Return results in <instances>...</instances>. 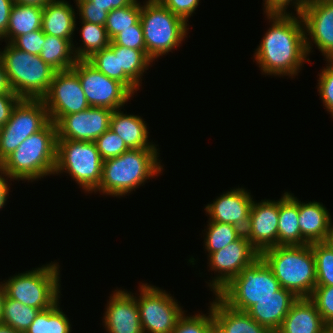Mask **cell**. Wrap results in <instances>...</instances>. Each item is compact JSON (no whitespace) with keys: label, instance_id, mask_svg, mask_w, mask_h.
Segmentation results:
<instances>
[{"label":"cell","instance_id":"obj_1","mask_svg":"<svg viewBox=\"0 0 333 333\" xmlns=\"http://www.w3.org/2000/svg\"><path fill=\"white\" fill-rule=\"evenodd\" d=\"M270 27L254 51L262 75L294 78L310 59L300 14L266 13Z\"/></svg>","mask_w":333,"mask_h":333},{"label":"cell","instance_id":"obj_2","mask_svg":"<svg viewBox=\"0 0 333 333\" xmlns=\"http://www.w3.org/2000/svg\"><path fill=\"white\" fill-rule=\"evenodd\" d=\"M159 152V149H128L118 157L104 160L101 181L93 193L116 198L129 196L151 178L162 175L164 164Z\"/></svg>","mask_w":333,"mask_h":333},{"label":"cell","instance_id":"obj_3","mask_svg":"<svg viewBox=\"0 0 333 333\" xmlns=\"http://www.w3.org/2000/svg\"><path fill=\"white\" fill-rule=\"evenodd\" d=\"M56 151L57 129L50 121L42 130L26 138L0 167L10 181L32 183L54 174Z\"/></svg>","mask_w":333,"mask_h":333},{"label":"cell","instance_id":"obj_4","mask_svg":"<svg viewBox=\"0 0 333 333\" xmlns=\"http://www.w3.org/2000/svg\"><path fill=\"white\" fill-rule=\"evenodd\" d=\"M261 258L273 271L282 288L297 298H309L316 287L312 244L276 246L266 249Z\"/></svg>","mask_w":333,"mask_h":333},{"label":"cell","instance_id":"obj_5","mask_svg":"<svg viewBox=\"0 0 333 333\" xmlns=\"http://www.w3.org/2000/svg\"><path fill=\"white\" fill-rule=\"evenodd\" d=\"M140 22L143 28L146 55L153 61L180 48L188 38L189 24L173 14L159 0H144Z\"/></svg>","mask_w":333,"mask_h":333},{"label":"cell","instance_id":"obj_6","mask_svg":"<svg viewBox=\"0 0 333 333\" xmlns=\"http://www.w3.org/2000/svg\"><path fill=\"white\" fill-rule=\"evenodd\" d=\"M2 61L12 91L21 99H42L56 72L39 55L30 54L6 43Z\"/></svg>","mask_w":333,"mask_h":333},{"label":"cell","instance_id":"obj_7","mask_svg":"<svg viewBox=\"0 0 333 333\" xmlns=\"http://www.w3.org/2000/svg\"><path fill=\"white\" fill-rule=\"evenodd\" d=\"M58 262L46 263L3 280L6 295L26 306L44 310L53 306L61 294V271Z\"/></svg>","mask_w":333,"mask_h":333},{"label":"cell","instance_id":"obj_8","mask_svg":"<svg viewBox=\"0 0 333 333\" xmlns=\"http://www.w3.org/2000/svg\"><path fill=\"white\" fill-rule=\"evenodd\" d=\"M102 164L95 142L57 139L53 176L66 173L84 193L92 194L99 187Z\"/></svg>","mask_w":333,"mask_h":333},{"label":"cell","instance_id":"obj_9","mask_svg":"<svg viewBox=\"0 0 333 333\" xmlns=\"http://www.w3.org/2000/svg\"><path fill=\"white\" fill-rule=\"evenodd\" d=\"M281 288L271 268L261 258L244 267L216 295L229 307L246 312L259 300L274 295Z\"/></svg>","mask_w":333,"mask_h":333},{"label":"cell","instance_id":"obj_10","mask_svg":"<svg viewBox=\"0 0 333 333\" xmlns=\"http://www.w3.org/2000/svg\"><path fill=\"white\" fill-rule=\"evenodd\" d=\"M135 293L143 333H172L186 310L166 290L148 283H139Z\"/></svg>","mask_w":333,"mask_h":333},{"label":"cell","instance_id":"obj_11","mask_svg":"<svg viewBox=\"0 0 333 333\" xmlns=\"http://www.w3.org/2000/svg\"><path fill=\"white\" fill-rule=\"evenodd\" d=\"M50 122L42 99H21L0 130V163L30 135Z\"/></svg>","mask_w":333,"mask_h":333},{"label":"cell","instance_id":"obj_12","mask_svg":"<svg viewBox=\"0 0 333 333\" xmlns=\"http://www.w3.org/2000/svg\"><path fill=\"white\" fill-rule=\"evenodd\" d=\"M71 69L78 75L90 107L124 109L134 97L122 83L107 77L87 60H77Z\"/></svg>","mask_w":333,"mask_h":333},{"label":"cell","instance_id":"obj_13","mask_svg":"<svg viewBox=\"0 0 333 333\" xmlns=\"http://www.w3.org/2000/svg\"><path fill=\"white\" fill-rule=\"evenodd\" d=\"M259 257L260 253L252 246L244 233L223 249L207 254V266H209L211 272L214 271L215 275L207 283L213 295H216L244 267L249 266Z\"/></svg>","mask_w":333,"mask_h":333},{"label":"cell","instance_id":"obj_14","mask_svg":"<svg viewBox=\"0 0 333 333\" xmlns=\"http://www.w3.org/2000/svg\"><path fill=\"white\" fill-rule=\"evenodd\" d=\"M50 121L55 124L65 115L88 109L78 75L72 70L56 71L47 94L42 98Z\"/></svg>","mask_w":333,"mask_h":333},{"label":"cell","instance_id":"obj_15","mask_svg":"<svg viewBox=\"0 0 333 333\" xmlns=\"http://www.w3.org/2000/svg\"><path fill=\"white\" fill-rule=\"evenodd\" d=\"M300 16L308 57L315 44L325 59H333V0H310Z\"/></svg>","mask_w":333,"mask_h":333},{"label":"cell","instance_id":"obj_16","mask_svg":"<svg viewBox=\"0 0 333 333\" xmlns=\"http://www.w3.org/2000/svg\"><path fill=\"white\" fill-rule=\"evenodd\" d=\"M113 110L89 107L78 113L67 114L57 123V139L94 142L110 128Z\"/></svg>","mask_w":333,"mask_h":333},{"label":"cell","instance_id":"obj_17","mask_svg":"<svg viewBox=\"0 0 333 333\" xmlns=\"http://www.w3.org/2000/svg\"><path fill=\"white\" fill-rule=\"evenodd\" d=\"M278 222L279 200H253L244 234L260 254L278 246Z\"/></svg>","mask_w":333,"mask_h":333},{"label":"cell","instance_id":"obj_18","mask_svg":"<svg viewBox=\"0 0 333 333\" xmlns=\"http://www.w3.org/2000/svg\"><path fill=\"white\" fill-rule=\"evenodd\" d=\"M102 318L107 333H143L136 296L131 291L118 287L112 291Z\"/></svg>","mask_w":333,"mask_h":333},{"label":"cell","instance_id":"obj_19","mask_svg":"<svg viewBox=\"0 0 333 333\" xmlns=\"http://www.w3.org/2000/svg\"><path fill=\"white\" fill-rule=\"evenodd\" d=\"M251 191L244 187L233 188L223 192L211 203L205 206V213L209 215V221L233 224L241 230L248 226L249 213L253 202Z\"/></svg>","mask_w":333,"mask_h":333},{"label":"cell","instance_id":"obj_20","mask_svg":"<svg viewBox=\"0 0 333 333\" xmlns=\"http://www.w3.org/2000/svg\"><path fill=\"white\" fill-rule=\"evenodd\" d=\"M297 299L291 291L281 287L274 295L259 300L246 312L260 325L265 326L270 332L276 333Z\"/></svg>","mask_w":333,"mask_h":333},{"label":"cell","instance_id":"obj_21","mask_svg":"<svg viewBox=\"0 0 333 333\" xmlns=\"http://www.w3.org/2000/svg\"><path fill=\"white\" fill-rule=\"evenodd\" d=\"M113 110L110 118V129L116 133L129 149H159L149 141V128L144 118L121 111ZM154 143V144H153Z\"/></svg>","mask_w":333,"mask_h":333},{"label":"cell","instance_id":"obj_22","mask_svg":"<svg viewBox=\"0 0 333 333\" xmlns=\"http://www.w3.org/2000/svg\"><path fill=\"white\" fill-rule=\"evenodd\" d=\"M210 303L215 329L219 333H272L256 322L247 312L238 311L225 304L217 295Z\"/></svg>","mask_w":333,"mask_h":333},{"label":"cell","instance_id":"obj_23","mask_svg":"<svg viewBox=\"0 0 333 333\" xmlns=\"http://www.w3.org/2000/svg\"><path fill=\"white\" fill-rule=\"evenodd\" d=\"M298 212L302 237L309 244L323 242L333 225L332 216L326 206L315 200L301 202L298 199Z\"/></svg>","mask_w":333,"mask_h":333},{"label":"cell","instance_id":"obj_24","mask_svg":"<svg viewBox=\"0 0 333 333\" xmlns=\"http://www.w3.org/2000/svg\"><path fill=\"white\" fill-rule=\"evenodd\" d=\"M327 326L309 298H298L276 333H322Z\"/></svg>","mask_w":333,"mask_h":333},{"label":"cell","instance_id":"obj_25","mask_svg":"<svg viewBox=\"0 0 333 333\" xmlns=\"http://www.w3.org/2000/svg\"><path fill=\"white\" fill-rule=\"evenodd\" d=\"M76 15V9L69 1L51 0L43 7L41 29L44 34L73 39L75 31L78 30Z\"/></svg>","mask_w":333,"mask_h":333},{"label":"cell","instance_id":"obj_26","mask_svg":"<svg viewBox=\"0 0 333 333\" xmlns=\"http://www.w3.org/2000/svg\"><path fill=\"white\" fill-rule=\"evenodd\" d=\"M118 62L119 82L135 95L140 90L143 76L152 67L153 61L142 50L118 45Z\"/></svg>","mask_w":333,"mask_h":333},{"label":"cell","instance_id":"obj_27","mask_svg":"<svg viewBox=\"0 0 333 333\" xmlns=\"http://www.w3.org/2000/svg\"><path fill=\"white\" fill-rule=\"evenodd\" d=\"M298 198L285 191L279 198L278 246L309 244L299 228Z\"/></svg>","mask_w":333,"mask_h":333},{"label":"cell","instance_id":"obj_28","mask_svg":"<svg viewBox=\"0 0 333 333\" xmlns=\"http://www.w3.org/2000/svg\"><path fill=\"white\" fill-rule=\"evenodd\" d=\"M43 8L14 3L9 17L7 33L3 36L6 43L16 37L41 29Z\"/></svg>","mask_w":333,"mask_h":333},{"label":"cell","instance_id":"obj_29","mask_svg":"<svg viewBox=\"0 0 333 333\" xmlns=\"http://www.w3.org/2000/svg\"><path fill=\"white\" fill-rule=\"evenodd\" d=\"M73 40L45 34L39 56L56 71L70 70L78 60L73 50Z\"/></svg>","mask_w":333,"mask_h":333},{"label":"cell","instance_id":"obj_30","mask_svg":"<svg viewBox=\"0 0 333 333\" xmlns=\"http://www.w3.org/2000/svg\"><path fill=\"white\" fill-rule=\"evenodd\" d=\"M79 22L81 23L79 41L82 43L79 46L78 43H73V50L78 60H86L95 52L109 47L111 40L105 26L87 21Z\"/></svg>","mask_w":333,"mask_h":333},{"label":"cell","instance_id":"obj_31","mask_svg":"<svg viewBox=\"0 0 333 333\" xmlns=\"http://www.w3.org/2000/svg\"><path fill=\"white\" fill-rule=\"evenodd\" d=\"M59 299L53 306L38 312L25 333H71V322L60 307Z\"/></svg>","mask_w":333,"mask_h":333},{"label":"cell","instance_id":"obj_32","mask_svg":"<svg viewBox=\"0 0 333 333\" xmlns=\"http://www.w3.org/2000/svg\"><path fill=\"white\" fill-rule=\"evenodd\" d=\"M206 229L203 231L204 237V251L208 254L223 249L225 246L229 245L233 241L237 240L244 231L233 224L219 223L216 221H207Z\"/></svg>","mask_w":333,"mask_h":333},{"label":"cell","instance_id":"obj_33","mask_svg":"<svg viewBox=\"0 0 333 333\" xmlns=\"http://www.w3.org/2000/svg\"><path fill=\"white\" fill-rule=\"evenodd\" d=\"M39 311V309L26 306L19 301L10 299L6 295L1 323L6 324L21 333H25Z\"/></svg>","mask_w":333,"mask_h":333},{"label":"cell","instance_id":"obj_34","mask_svg":"<svg viewBox=\"0 0 333 333\" xmlns=\"http://www.w3.org/2000/svg\"><path fill=\"white\" fill-rule=\"evenodd\" d=\"M141 3L140 0H136L130 6L113 9L108 13L105 28L110 40L123 30L133 28V25L140 20Z\"/></svg>","mask_w":333,"mask_h":333},{"label":"cell","instance_id":"obj_35","mask_svg":"<svg viewBox=\"0 0 333 333\" xmlns=\"http://www.w3.org/2000/svg\"><path fill=\"white\" fill-rule=\"evenodd\" d=\"M208 307L209 311L206 314L200 311L201 314L198 312L189 315L184 312L172 333H213L215 330L214 318L211 307Z\"/></svg>","mask_w":333,"mask_h":333},{"label":"cell","instance_id":"obj_36","mask_svg":"<svg viewBox=\"0 0 333 333\" xmlns=\"http://www.w3.org/2000/svg\"><path fill=\"white\" fill-rule=\"evenodd\" d=\"M315 258L316 286H333V252L322 242L312 243Z\"/></svg>","mask_w":333,"mask_h":333},{"label":"cell","instance_id":"obj_37","mask_svg":"<svg viewBox=\"0 0 333 333\" xmlns=\"http://www.w3.org/2000/svg\"><path fill=\"white\" fill-rule=\"evenodd\" d=\"M86 60L107 77L119 81L118 45L110 42L109 47L95 52Z\"/></svg>","mask_w":333,"mask_h":333},{"label":"cell","instance_id":"obj_38","mask_svg":"<svg viewBox=\"0 0 333 333\" xmlns=\"http://www.w3.org/2000/svg\"><path fill=\"white\" fill-rule=\"evenodd\" d=\"M326 61L325 68L323 67L318 73L317 90L322 100L327 113L333 118V59H323Z\"/></svg>","mask_w":333,"mask_h":333},{"label":"cell","instance_id":"obj_39","mask_svg":"<svg viewBox=\"0 0 333 333\" xmlns=\"http://www.w3.org/2000/svg\"><path fill=\"white\" fill-rule=\"evenodd\" d=\"M94 142L103 161L118 157L129 149L125 142L110 128Z\"/></svg>","mask_w":333,"mask_h":333},{"label":"cell","instance_id":"obj_40","mask_svg":"<svg viewBox=\"0 0 333 333\" xmlns=\"http://www.w3.org/2000/svg\"><path fill=\"white\" fill-rule=\"evenodd\" d=\"M309 299L315 304L324 322L333 326V286H316Z\"/></svg>","mask_w":333,"mask_h":333},{"label":"cell","instance_id":"obj_41","mask_svg":"<svg viewBox=\"0 0 333 333\" xmlns=\"http://www.w3.org/2000/svg\"><path fill=\"white\" fill-rule=\"evenodd\" d=\"M111 42L126 48L142 50L146 54L143 28L140 20L133 25V28H127L117 34Z\"/></svg>","mask_w":333,"mask_h":333},{"label":"cell","instance_id":"obj_42","mask_svg":"<svg viewBox=\"0 0 333 333\" xmlns=\"http://www.w3.org/2000/svg\"><path fill=\"white\" fill-rule=\"evenodd\" d=\"M74 3L77 15L79 14L77 19L105 26L108 16L105 7L92 6L89 0H74Z\"/></svg>","mask_w":333,"mask_h":333},{"label":"cell","instance_id":"obj_43","mask_svg":"<svg viewBox=\"0 0 333 333\" xmlns=\"http://www.w3.org/2000/svg\"><path fill=\"white\" fill-rule=\"evenodd\" d=\"M44 42L45 34L42 29H39L16 37L11 44L22 51L39 55Z\"/></svg>","mask_w":333,"mask_h":333},{"label":"cell","instance_id":"obj_44","mask_svg":"<svg viewBox=\"0 0 333 333\" xmlns=\"http://www.w3.org/2000/svg\"><path fill=\"white\" fill-rule=\"evenodd\" d=\"M309 1L310 0H263V15L266 13L287 14L295 12L296 14H300ZM288 6L292 7V9L294 8L295 12L287 10Z\"/></svg>","mask_w":333,"mask_h":333},{"label":"cell","instance_id":"obj_45","mask_svg":"<svg viewBox=\"0 0 333 333\" xmlns=\"http://www.w3.org/2000/svg\"><path fill=\"white\" fill-rule=\"evenodd\" d=\"M173 14L181 17L186 22L197 10L200 0H159Z\"/></svg>","mask_w":333,"mask_h":333},{"label":"cell","instance_id":"obj_46","mask_svg":"<svg viewBox=\"0 0 333 333\" xmlns=\"http://www.w3.org/2000/svg\"><path fill=\"white\" fill-rule=\"evenodd\" d=\"M20 100L15 93H0V127L10 119L14 107Z\"/></svg>","mask_w":333,"mask_h":333},{"label":"cell","instance_id":"obj_47","mask_svg":"<svg viewBox=\"0 0 333 333\" xmlns=\"http://www.w3.org/2000/svg\"><path fill=\"white\" fill-rule=\"evenodd\" d=\"M14 5L13 0H0V36L7 33L11 9Z\"/></svg>","mask_w":333,"mask_h":333},{"label":"cell","instance_id":"obj_48","mask_svg":"<svg viewBox=\"0 0 333 333\" xmlns=\"http://www.w3.org/2000/svg\"><path fill=\"white\" fill-rule=\"evenodd\" d=\"M92 6L105 7L109 13L113 9L123 8L132 5L136 0H89Z\"/></svg>","mask_w":333,"mask_h":333},{"label":"cell","instance_id":"obj_49","mask_svg":"<svg viewBox=\"0 0 333 333\" xmlns=\"http://www.w3.org/2000/svg\"><path fill=\"white\" fill-rule=\"evenodd\" d=\"M8 181L11 183L0 167V210L5 208V205L7 204L6 202H8L7 199L11 188Z\"/></svg>","mask_w":333,"mask_h":333},{"label":"cell","instance_id":"obj_50","mask_svg":"<svg viewBox=\"0 0 333 333\" xmlns=\"http://www.w3.org/2000/svg\"><path fill=\"white\" fill-rule=\"evenodd\" d=\"M0 93H14L8 82L2 58L0 59Z\"/></svg>","mask_w":333,"mask_h":333},{"label":"cell","instance_id":"obj_51","mask_svg":"<svg viewBox=\"0 0 333 333\" xmlns=\"http://www.w3.org/2000/svg\"><path fill=\"white\" fill-rule=\"evenodd\" d=\"M16 4L45 7L51 0H13Z\"/></svg>","mask_w":333,"mask_h":333},{"label":"cell","instance_id":"obj_52","mask_svg":"<svg viewBox=\"0 0 333 333\" xmlns=\"http://www.w3.org/2000/svg\"><path fill=\"white\" fill-rule=\"evenodd\" d=\"M330 251L333 252V225L322 242Z\"/></svg>","mask_w":333,"mask_h":333},{"label":"cell","instance_id":"obj_53","mask_svg":"<svg viewBox=\"0 0 333 333\" xmlns=\"http://www.w3.org/2000/svg\"><path fill=\"white\" fill-rule=\"evenodd\" d=\"M6 296V291L4 289V285L2 281L0 282V323L2 321V312H3V305Z\"/></svg>","mask_w":333,"mask_h":333},{"label":"cell","instance_id":"obj_54","mask_svg":"<svg viewBox=\"0 0 333 333\" xmlns=\"http://www.w3.org/2000/svg\"><path fill=\"white\" fill-rule=\"evenodd\" d=\"M0 333H21V332L13 329L12 327L6 324L0 323Z\"/></svg>","mask_w":333,"mask_h":333},{"label":"cell","instance_id":"obj_55","mask_svg":"<svg viewBox=\"0 0 333 333\" xmlns=\"http://www.w3.org/2000/svg\"><path fill=\"white\" fill-rule=\"evenodd\" d=\"M322 333H333V326H327Z\"/></svg>","mask_w":333,"mask_h":333},{"label":"cell","instance_id":"obj_56","mask_svg":"<svg viewBox=\"0 0 333 333\" xmlns=\"http://www.w3.org/2000/svg\"><path fill=\"white\" fill-rule=\"evenodd\" d=\"M0 41H1V42L4 41L2 36H0ZM0 45H1V44H0ZM0 50H1V48H0ZM1 56H2V51H0V59H1Z\"/></svg>","mask_w":333,"mask_h":333}]
</instances>
